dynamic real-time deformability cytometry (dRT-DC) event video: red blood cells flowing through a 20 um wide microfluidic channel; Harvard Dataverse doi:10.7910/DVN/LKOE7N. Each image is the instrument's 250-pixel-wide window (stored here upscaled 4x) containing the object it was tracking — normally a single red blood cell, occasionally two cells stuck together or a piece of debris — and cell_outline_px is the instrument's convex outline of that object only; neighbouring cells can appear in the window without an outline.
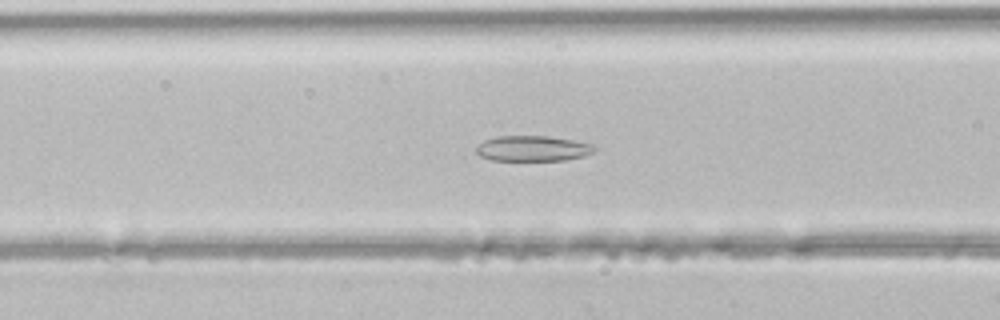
{"species": "common noctule bat (a hibernating species)", "species_latin": "Nyctalus noctula", "temperature_condition": "room temperature", "stored_images_in_passage": 45, "camera_frame_rate_fps": 3000, "um_per_image_px": 0.085, "animal": {"sex": "male", "body_mass_g": 21.5, "forearm_length_mm": 52.0}, "frame": {"image": 1, "passage_image": 18, "time_ms": 5.667, "image_size_px": [1000, 320], "cell_outline_px": [[596, 148], [592, 152], [584, 156], [564, 160], [492, 160], [480, 156], [476, 152], [476, 148], [484, 140], [500, 136], [548, 136], [596, 144]], "centroid_in_image_um": [45.31, 12.62], "position_along_channel_um": 121.3, "area_um2": 17.46}}
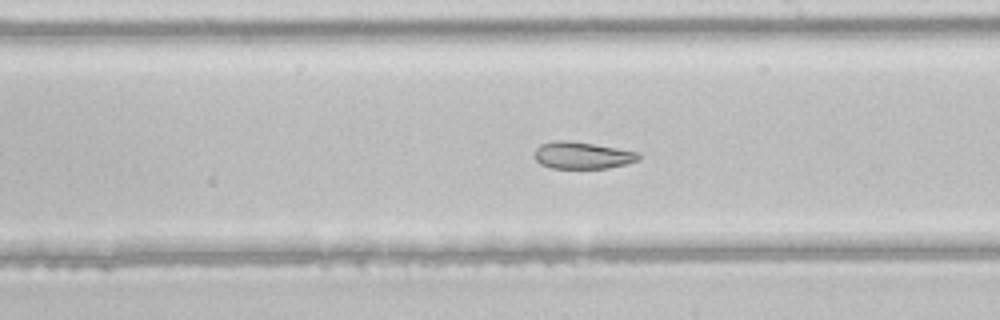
{"frame": {"image": 2, "passage_image": 26, "time_ms": 8.333, "image_size_px": [1000, 320], "cell_outline_px": [[640, 160], [608, 168], [552, 168], [540, 164], [532, 156], [536, 148], [540, 144], [556, 140], [568, 140], [640, 152]], "centroid_in_image_um": [49.46, 13.2], "position_along_channel_um": 239.5, "area_um2": 16.42}}
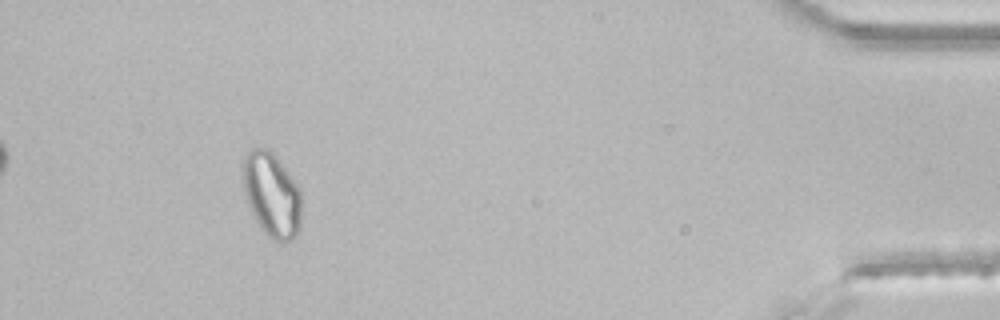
{"frame": {"image": 3, "passage_image": 42, "time_ms": 13.667, "image_size_px": [1000, 320], "cell_outline_px": [[300, 228], [296, 236], [284, 244], [280, 244], [268, 236], [256, 220], [248, 204], [244, 192], [240, 176], [240, 160], [252, 148], [268, 148], [276, 156], [300, 188]], "centroid_in_image_um": [23.05, 16.52], "position_along_channel_um": 412.1, "area_um2": 29.36}}